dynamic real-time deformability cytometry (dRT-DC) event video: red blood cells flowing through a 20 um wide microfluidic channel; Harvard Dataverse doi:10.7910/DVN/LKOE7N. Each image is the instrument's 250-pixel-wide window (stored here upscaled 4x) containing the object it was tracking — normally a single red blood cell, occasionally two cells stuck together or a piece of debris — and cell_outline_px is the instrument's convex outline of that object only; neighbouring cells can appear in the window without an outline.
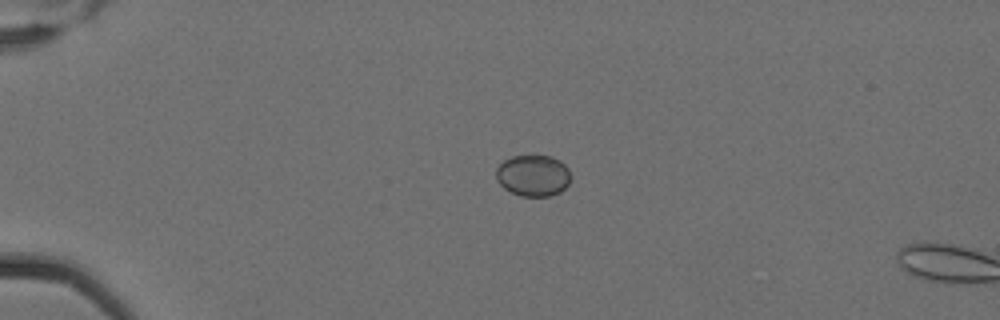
{"species": "Egyptian fruit bat (a non-hibernating species)", "species_latin": "Rousettus aegyptiacus", "temperature_condition": "cold", "stored_images_in_passage": 2, "camera_frame_rate_fps": 3000, "um_per_image_px": 0.085, "animal": {"sex": "female"}, "frame": {"image": 1, "passage_image": 1, "time_ms": 0.0, "image_size_px": [1000, 320], "cell_outline_px": [[568, 184], [560, 192], [548, 196], [520, 196], [504, 188], [496, 180], [496, 168], [504, 160], [512, 156], [552, 156], [560, 160], [568, 168]], "centroid_in_image_um": [45.29, 14.92], "position_along_channel_um": 39.7, "area_um2": 17.86}}